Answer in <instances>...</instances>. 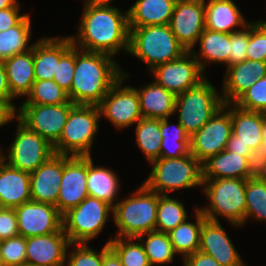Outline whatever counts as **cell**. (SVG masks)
<instances>
[{
  "label": "cell",
  "instance_id": "obj_1",
  "mask_svg": "<svg viewBox=\"0 0 266 266\" xmlns=\"http://www.w3.org/2000/svg\"><path fill=\"white\" fill-rule=\"evenodd\" d=\"M82 14L77 38L70 36L73 46L112 56L121 49L128 52V12L122 13L111 5L85 1Z\"/></svg>",
  "mask_w": 266,
  "mask_h": 266
},
{
  "label": "cell",
  "instance_id": "obj_2",
  "mask_svg": "<svg viewBox=\"0 0 266 266\" xmlns=\"http://www.w3.org/2000/svg\"><path fill=\"white\" fill-rule=\"evenodd\" d=\"M113 58L106 53L75 47V70L70 88V101L73 104H100L110 88L123 77Z\"/></svg>",
  "mask_w": 266,
  "mask_h": 266
},
{
  "label": "cell",
  "instance_id": "obj_3",
  "mask_svg": "<svg viewBox=\"0 0 266 266\" xmlns=\"http://www.w3.org/2000/svg\"><path fill=\"white\" fill-rule=\"evenodd\" d=\"M129 30L128 53L145 62L150 71L158 65L180 58L187 52L178 42L169 24L142 26Z\"/></svg>",
  "mask_w": 266,
  "mask_h": 266
},
{
  "label": "cell",
  "instance_id": "obj_4",
  "mask_svg": "<svg viewBox=\"0 0 266 266\" xmlns=\"http://www.w3.org/2000/svg\"><path fill=\"white\" fill-rule=\"evenodd\" d=\"M158 208V193L148 189L143 183L124 201L113 207V220L118 227L117 237L138 238L155 231Z\"/></svg>",
  "mask_w": 266,
  "mask_h": 266
},
{
  "label": "cell",
  "instance_id": "obj_5",
  "mask_svg": "<svg viewBox=\"0 0 266 266\" xmlns=\"http://www.w3.org/2000/svg\"><path fill=\"white\" fill-rule=\"evenodd\" d=\"M247 179H204L203 186L210 205L198 208L207 220L219 222L220 215L233 226L245 224V190Z\"/></svg>",
  "mask_w": 266,
  "mask_h": 266
},
{
  "label": "cell",
  "instance_id": "obj_6",
  "mask_svg": "<svg viewBox=\"0 0 266 266\" xmlns=\"http://www.w3.org/2000/svg\"><path fill=\"white\" fill-rule=\"evenodd\" d=\"M150 163L153 169L143 184L158 194L167 195L173 190L203 184L202 164L191 153L179 158H159Z\"/></svg>",
  "mask_w": 266,
  "mask_h": 266
},
{
  "label": "cell",
  "instance_id": "obj_7",
  "mask_svg": "<svg viewBox=\"0 0 266 266\" xmlns=\"http://www.w3.org/2000/svg\"><path fill=\"white\" fill-rule=\"evenodd\" d=\"M100 118L98 106L75 104L69 112L61 136L53 145L54 153L91 156L90 148L96 136Z\"/></svg>",
  "mask_w": 266,
  "mask_h": 266
},
{
  "label": "cell",
  "instance_id": "obj_8",
  "mask_svg": "<svg viewBox=\"0 0 266 266\" xmlns=\"http://www.w3.org/2000/svg\"><path fill=\"white\" fill-rule=\"evenodd\" d=\"M221 95L206 78L197 86L176 96L178 121L191 137L223 106Z\"/></svg>",
  "mask_w": 266,
  "mask_h": 266
},
{
  "label": "cell",
  "instance_id": "obj_9",
  "mask_svg": "<svg viewBox=\"0 0 266 266\" xmlns=\"http://www.w3.org/2000/svg\"><path fill=\"white\" fill-rule=\"evenodd\" d=\"M113 207L88 196L62 215V228L71 244L87 243L102 231Z\"/></svg>",
  "mask_w": 266,
  "mask_h": 266
},
{
  "label": "cell",
  "instance_id": "obj_10",
  "mask_svg": "<svg viewBox=\"0 0 266 266\" xmlns=\"http://www.w3.org/2000/svg\"><path fill=\"white\" fill-rule=\"evenodd\" d=\"M17 133L14 142L10 146L7 163L21 171L32 173L51 156L53 145L45 138L30 130L18 119Z\"/></svg>",
  "mask_w": 266,
  "mask_h": 266
},
{
  "label": "cell",
  "instance_id": "obj_11",
  "mask_svg": "<svg viewBox=\"0 0 266 266\" xmlns=\"http://www.w3.org/2000/svg\"><path fill=\"white\" fill-rule=\"evenodd\" d=\"M229 106L230 103L223 104L208 122L190 137V152L201 164L226 149L232 134Z\"/></svg>",
  "mask_w": 266,
  "mask_h": 266
},
{
  "label": "cell",
  "instance_id": "obj_12",
  "mask_svg": "<svg viewBox=\"0 0 266 266\" xmlns=\"http://www.w3.org/2000/svg\"><path fill=\"white\" fill-rule=\"evenodd\" d=\"M74 105L71 101L60 105L22 104L17 119L54 145Z\"/></svg>",
  "mask_w": 266,
  "mask_h": 266
},
{
  "label": "cell",
  "instance_id": "obj_13",
  "mask_svg": "<svg viewBox=\"0 0 266 266\" xmlns=\"http://www.w3.org/2000/svg\"><path fill=\"white\" fill-rule=\"evenodd\" d=\"M127 76L129 77L127 73H123V77L110 88L98 105L100 115L108 118L120 129L129 127L143 118L136 88L121 86Z\"/></svg>",
  "mask_w": 266,
  "mask_h": 266
},
{
  "label": "cell",
  "instance_id": "obj_14",
  "mask_svg": "<svg viewBox=\"0 0 266 266\" xmlns=\"http://www.w3.org/2000/svg\"><path fill=\"white\" fill-rule=\"evenodd\" d=\"M151 72L155 82L175 96L197 86L205 79V74L191 51L178 59L158 65Z\"/></svg>",
  "mask_w": 266,
  "mask_h": 266
},
{
  "label": "cell",
  "instance_id": "obj_15",
  "mask_svg": "<svg viewBox=\"0 0 266 266\" xmlns=\"http://www.w3.org/2000/svg\"><path fill=\"white\" fill-rule=\"evenodd\" d=\"M88 196L87 156L63 155V173L55 205L58 212L63 215Z\"/></svg>",
  "mask_w": 266,
  "mask_h": 266
},
{
  "label": "cell",
  "instance_id": "obj_16",
  "mask_svg": "<svg viewBox=\"0 0 266 266\" xmlns=\"http://www.w3.org/2000/svg\"><path fill=\"white\" fill-rule=\"evenodd\" d=\"M205 0H177L169 26L178 42L193 50L205 29Z\"/></svg>",
  "mask_w": 266,
  "mask_h": 266
},
{
  "label": "cell",
  "instance_id": "obj_17",
  "mask_svg": "<svg viewBox=\"0 0 266 266\" xmlns=\"http://www.w3.org/2000/svg\"><path fill=\"white\" fill-rule=\"evenodd\" d=\"M14 209L19 235L25 238L52 234L62 228V215L55 205L31 200Z\"/></svg>",
  "mask_w": 266,
  "mask_h": 266
},
{
  "label": "cell",
  "instance_id": "obj_18",
  "mask_svg": "<svg viewBox=\"0 0 266 266\" xmlns=\"http://www.w3.org/2000/svg\"><path fill=\"white\" fill-rule=\"evenodd\" d=\"M74 246L61 228L58 232L26 238V265L65 266L66 250Z\"/></svg>",
  "mask_w": 266,
  "mask_h": 266
},
{
  "label": "cell",
  "instance_id": "obj_19",
  "mask_svg": "<svg viewBox=\"0 0 266 266\" xmlns=\"http://www.w3.org/2000/svg\"><path fill=\"white\" fill-rule=\"evenodd\" d=\"M258 159L247 158L225 149L202 163V179L252 178L259 173Z\"/></svg>",
  "mask_w": 266,
  "mask_h": 266
},
{
  "label": "cell",
  "instance_id": "obj_20",
  "mask_svg": "<svg viewBox=\"0 0 266 266\" xmlns=\"http://www.w3.org/2000/svg\"><path fill=\"white\" fill-rule=\"evenodd\" d=\"M63 173V155L54 154L30 173L31 200L57 204Z\"/></svg>",
  "mask_w": 266,
  "mask_h": 266
},
{
  "label": "cell",
  "instance_id": "obj_21",
  "mask_svg": "<svg viewBox=\"0 0 266 266\" xmlns=\"http://www.w3.org/2000/svg\"><path fill=\"white\" fill-rule=\"evenodd\" d=\"M199 251L212 256L221 266H245L219 222H203Z\"/></svg>",
  "mask_w": 266,
  "mask_h": 266
},
{
  "label": "cell",
  "instance_id": "obj_22",
  "mask_svg": "<svg viewBox=\"0 0 266 266\" xmlns=\"http://www.w3.org/2000/svg\"><path fill=\"white\" fill-rule=\"evenodd\" d=\"M265 76L266 62L245 60L228 67L223 81V103H233L258 79Z\"/></svg>",
  "mask_w": 266,
  "mask_h": 266
},
{
  "label": "cell",
  "instance_id": "obj_23",
  "mask_svg": "<svg viewBox=\"0 0 266 266\" xmlns=\"http://www.w3.org/2000/svg\"><path fill=\"white\" fill-rule=\"evenodd\" d=\"M230 109L232 133L235 141H240L259 157L263 151V125L264 113L247 111L235 104Z\"/></svg>",
  "mask_w": 266,
  "mask_h": 266
},
{
  "label": "cell",
  "instance_id": "obj_24",
  "mask_svg": "<svg viewBox=\"0 0 266 266\" xmlns=\"http://www.w3.org/2000/svg\"><path fill=\"white\" fill-rule=\"evenodd\" d=\"M73 46L69 37L42 38L33 44L35 80H53L60 58Z\"/></svg>",
  "mask_w": 266,
  "mask_h": 266
},
{
  "label": "cell",
  "instance_id": "obj_25",
  "mask_svg": "<svg viewBox=\"0 0 266 266\" xmlns=\"http://www.w3.org/2000/svg\"><path fill=\"white\" fill-rule=\"evenodd\" d=\"M31 201L30 173L10 166H0V207L15 208Z\"/></svg>",
  "mask_w": 266,
  "mask_h": 266
},
{
  "label": "cell",
  "instance_id": "obj_26",
  "mask_svg": "<svg viewBox=\"0 0 266 266\" xmlns=\"http://www.w3.org/2000/svg\"><path fill=\"white\" fill-rule=\"evenodd\" d=\"M177 0H137L128 12L129 28L170 23Z\"/></svg>",
  "mask_w": 266,
  "mask_h": 266
},
{
  "label": "cell",
  "instance_id": "obj_27",
  "mask_svg": "<svg viewBox=\"0 0 266 266\" xmlns=\"http://www.w3.org/2000/svg\"><path fill=\"white\" fill-rule=\"evenodd\" d=\"M244 16L239 11V8L232 0H209L205 3V28L224 32L233 33L234 27H247Z\"/></svg>",
  "mask_w": 266,
  "mask_h": 266
},
{
  "label": "cell",
  "instance_id": "obj_28",
  "mask_svg": "<svg viewBox=\"0 0 266 266\" xmlns=\"http://www.w3.org/2000/svg\"><path fill=\"white\" fill-rule=\"evenodd\" d=\"M13 97L26 96L35 82L33 47L3 61Z\"/></svg>",
  "mask_w": 266,
  "mask_h": 266
},
{
  "label": "cell",
  "instance_id": "obj_29",
  "mask_svg": "<svg viewBox=\"0 0 266 266\" xmlns=\"http://www.w3.org/2000/svg\"><path fill=\"white\" fill-rule=\"evenodd\" d=\"M137 90L143 118H169L175 114L176 96L155 81Z\"/></svg>",
  "mask_w": 266,
  "mask_h": 266
},
{
  "label": "cell",
  "instance_id": "obj_30",
  "mask_svg": "<svg viewBox=\"0 0 266 266\" xmlns=\"http://www.w3.org/2000/svg\"><path fill=\"white\" fill-rule=\"evenodd\" d=\"M119 185L118 176L114 171L107 169V167L94 166L92 157L87 156V189L89 196L105 201L114 207L119 201L116 198Z\"/></svg>",
  "mask_w": 266,
  "mask_h": 266
},
{
  "label": "cell",
  "instance_id": "obj_31",
  "mask_svg": "<svg viewBox=\"0 0 266 266\" xmlns=\"http://www.w3.org/2000/svg\"><path fill=\"white\" fill-rule=\"evenodd\" d=\"M197 42L200 43L201 49L199 55L201 56L199 57L201 58H199L193 50H191V52L198 61L203 72L208 62L225 63L228 68L230 33L212 31L205 28ZM201 59L203 61H201Z\"/></svg>",
  "mask_w": 266,
  "mask_h": 266
},
{
  "label": "cell",
  "instance_id": "obj_32",
  "mask_svg": "<svg viewBox=\"0 0 266 266\" xmlns=\"http://www.w3.org/2000/svg\"><path fill=\"white\" fill-rule=\"evenodd\" d=\"M195 211L196 224L185 220L168 233L175 253L182 254V259L200 248L201 229L206 218L198 208Z\"/></svg>",
  "mask_w": 266,
  "mask_h": 266
},
{
  "label": "cell",
  "instance_id": "obj_33",
  "mask_svg": "<svg viewBox=\"0 0 266 266\" xmlns=\"http://www.w3.org/2000/svg\"><path fill=\"white\" fill-rule=\"evenodd\" d=\"M31 33L30 16H26L16 25L0 32V61L32 49L28 46Z\"/></svg>",
  "mask_w": 266,
  "mask_h": 266
},
{
  "label": "cell",
  "instance_id": "obj_34",
  "mask_svg": "<svg viewBox=\"0 0 266 266\" xmlns=\"http://www.w3.org/2000/svg\"><path fill=\"white\" fill-rule=\"evenodd\" d=\"M172 126L169 124L168 118L160 119V135L162 136L160 158H179L191 153L190 136L184 127L179 121L173 129H171ZM171 130L174 132H170Z\"/></svg>",
  "mask_w": 266,
  "mask_h": 266
},
{
  "label": "cell",
  "instance_id": "obj_35",
  "mask_svg": "<svg viewBox=\"0 0 266 266\" xmlns=\"http://www.w3.org/2000/svg\"><path fill=\"white\" fill-rule=\"evenodd\" d=\"M136 141L149 162L160 158L162 136L159 118H142L136 125Z\"/></svg>",
  "mask_w": 266,
  "mask_h": 266
},
{
  "label": "cell",
  "instance_id": "obj_36",
  "mask_svg": "<svg viewBox=\"0 0 266 266\" xmlns=\"http://www.w3.org/2000/svg\"><path fill=\"white\" fill-rule=\"evenodd\" d=\"M187 220L186 209L178 199L158 194V208L155 231L169 233Z\"/></svg>",
  "mask_w": 266,
  "mask_h": 266
},
{
  "label": "cell",
  "instance_id": "obj_37",
  "mask_svg": "<svg viewBox=\"0 0 266 266\" xmlns=\"http://www.w3.org/2000/svg\"><path fill=\"white\" fill-rule=\"evenodd\" d=\"M245 202V221L249 216L256 220H266V176L258 173L247 179Z\"/></svg>",
  "mask_w": 266,
  "mask_h": 266
},
{
  "label": "cell",
  "instance_id": "obj_38",
  "mask_svg": "<svg viewBox=\"0 0 266 266\" xmlns=\"http://www.w3.org/2000/svg\"><path fill=\"white\" fill-rule=\"evenodd\" d=\"M145 235L147 236L146 240L143 239ZM137 239L143 244L151 266L168 264L173 261L176 253L168 233L150 231L140 235Z\"/></svg>",
  "mask_w": 266,
  "mask_h": 266
},
{
  "label": "cell",
  "instance_id": "obj_39",
  "mask_svg": "<svg viewBox=\"0 0 266 266\" xmlns=\"http://www.w3.org/2000/svg\"><path fill=\"white\" fill-rule=\"evenodd\" d=\"M23 104L60 105L69 101L67 93L54 80H35Z\"/></svg>",
  "mask_w": 266,
  "mask_h": 266
},
{
  "label": "cell",
  "instance_id": "obj_40",
  "mask_svg": "<svg viewBox=\"0 0 266 266\" xmlns=\"http://www.w3.org/2000/svg\"><path fill=\"white\" fill-rule=\"evenodd\" d=\"M127 239V240H126ZM115 237L109 239L110 248L119 257L123 266H151L143 244L139 241L134 242L137 238ZM133 240V241H132Z\"/></svg>",
  "mask_w": 266,
  "mask_h": 266
},
{
  "label": "cell",
  "instance_id": "obj_41",
  "mask_svg": "<svg viewBox=\"0 0 266 266\" xmlns=\"http://www.w3.org/2000/svg\"><path fill=\"white\" fill-rule=\"evenodd\" d=\"M237 107L266 114V76L258 79L234 102Z\"/></svg>",
  "mask_w": 266,
  "mask_h": 266
},
{
  "label": "cell",
  "instance_id": "obj_42",
  "mask_svg": "<svg viewBox=\"0 0 266 266\" xmlns=\"http://www.w3.org/2000/svg\"><path fill=\"white\" fill-rule=\"evenodd\" d=\"M88 243H77L67 259V266H102L104 254L110 249L106 243L100 252L89 248Z\"/></svg>",
  "mask_w": 266,
  "mask_h": 266
},
{
  "label": "cell",
  "instance_id": "obj_43",
  "mask_svg": "<svg viewBox=\"0 0 266 266\" xmlns=\"http://www.w3.org/2000/svg\"><path fill=\"white\" fill-rule=\"evenodd\" d=\"M2 258L6 266L26 265V238L20 235L0 241Z\"/></svg>",
  "mask_w": 266,
  "mask_h": 266
},
{
  "label": "cell",
  "instance_id": "obj_44",
  "mask_svg": "<svg viewBox=\"0 0 266 266\" xmlns=\"http://www.w3.org/2000/svg\"><path fill=\"white\" fill-rule=\"evenodd\" d=\"M247 60L266 62V21L250 23Z\"/></svg>",
  "mask_w": 266,
  "mask_h": 266
},
{
  "label": "cell",
  "instance_id": "obj_45",
  "mask_svg": "<svg viewBox=\"0 0 266 266\" xmlns=\"http://www.w3.org/2000/svg\"><path fill=\"white\" fill-rule=\"evenodd\" d=\"M75 70V46H72L59 60L53 80L67 93L70 101V88Z\"/></svg>",
  "mask_w": 266,
  "mask_h": 266
},
{
  "label": "cell",
  "instance_id": "obj_46",
  "mask_svg": "<svg viewBox=\"0 0 266 266\" xmlns=\"http://www.w3.org/2000/svg\"><path fill=\"white\" fill-rule=\"evenodd\" d=\"M242 30L230 33L228 67L247 60V47L250 37V23Z\"/></svg>",
  "mask_w": 266,
  "mask_h": 266
},
{
  "label": "cell",
  "instance_id": "obj_47",
  "mask_svg": "<svg viewBox=\"0 0 266 266\" xmlns=\"http://www.w3.org/2000/svg\"><path fill=\"white\" fill-rule=\"evenodd\" d=\"M19 235L14 208L0 207V241Z\"/></svg>",
  "mask_w": 266,
  "mask_h": 266
},
{
  "label": "cell",
  "instance_id": "obj_48",
  "mask_svg": "<svg viewBox=\"0 0 266 266\" xmlns=\"http://www.w3.org/2000/svg\"><path fill=\"white\" fill-rule=\"evenodd\" d=\"M19 7L20 4L17 3L14 7L0 10V32L16 26L26 16L19 14Z\"/></svg>",
  "mask_w": 266,
  "mask_h": 266
},
{
  "label": "cell",
  "instance_id": "obj_49",
  "mask_svg": "<svg viewBox=\"0 0 266 266\" xmlns=\"http://www.w3.org/2000/svg\"><path fill=\"white\" fill-rule=\"evenodd\" d=\"M184 266H221L212 256L196 251L186 256Z\"/></svg>",
  "mask_w": 266,
  "mask_h": 266
},
{
  "label": "cell",
  "instance_id": "obj_50",
  "mask_svg": "<svg viewBox=\"0 0 266 266\" xmlns=\"http://www.w3.org/2000/svg\"><path fill=\"white\" fill-rule=\"evenodd\" d=\"M16 106L7 100L0 99V127L17 118Z\"/></svg>",
  "mask_w": 266,
  "mask_h": 266
},
{
  "label": "cell",
  "instance_id": "obj_51",
  "mask_svg": "<svg viewBox=\"0 0 266 266\" xmlns=\"http://www.w3.org/2000/svg\"><path fill=\"white\" fill-rule=\"evenodd\" d=\"M226 150L245 156L247 158H259L250 147H246L240 141H235V135L232 133L226 146Z\"/></svg>",
  "mask_w": 266,
  "mask_h": 266
},
{
  "label": "cell",
  "instance_id": "obj_52",
  "mask_svg": "<svg viewBox=\"0 0 266 266\" xmlns=\"http://www.w3.org/2000/svg\"><path fill=\"white\" fill-rule=\"evenodd\" d=\"M0 99L7 100L9 102L14 99V97L11 95L3 61H0Z\"/></svg>",
  "mask_w": 266,
  "mask_h": 266
},
{
  "label": "cell",
  "instance_id": "obj_53",
  "mask_svg": "<svg viewBox=\"0 0 266 266\" xmlns=\"http://www.w3.org/2000/svg\"><path fill=\"white\" fill-rule=\"evenodd\" d=\"M263 151L258 159V172L261 175L266 176V114L264 113V125H263Z\"/></svg>",
  "mask_w": 266,
  "mask_h": 266
},
{
  "label": "cell",
  "instance_id": "obj_54",
  "mask_svg": "<svg viewBox=\"0 0 266 266\" xmlns=\"http://www.w3.org/2000/svg\"><path fill=\"white\" fill-rule=\"evenodd\" d=\"M102 266H123L119 257L116 253L110 248L103 258Z\"/></svg>",
  "mask_w": 266,
  "mask_h": 266
},
{
  "label": "cell",
  "instance_id": "obj_55",
  "mask_svg": "<svg viewBox=\"0 0 266 266\" xmlns=\"http://www.w3.org/2000/svg\"><path fill=\"white\" fill-rule=\"evenodd\" d=\"M17 3V0H0V10L14 7Z\"/></svg>",
  "mask_w": 266,
  "mask_h": 266
},
{
  "label": "cell",
  "instance_id": "obj_56",
  "mask_svg": "<svg viewBox=\"0 0 266 266\" xmlns=\"http://www.w3.org/2000/svg\"><path fill=\"white\" fill-rule=\"evenodd\" d=\"M85 1H89V2H92V3H95V4H106V5H109L112 0H85Z\"/></svg>",
  "mask_w": 266,
  "mask_h": 266
},
{
  "label": "cell",
  "instance_id": "obj_57",
  "mask_svg": "<svg viewBox=\"0 0 266 266\" xmlns=\"http://www.w3.org/2000/svg\"><path fill=\"white\" fill-rule=\"evenodd\" d=\"M0 266H6L5 263H4V260L2 258L1 249H0Z\"/></svg>",
  "mask_w": 266,
  "mask_h": 266
},
{
  "label": "cell",
  "instance_id": "obj_58",
  "mask_svg": "<svg viewBox=\"0 0 266 266\" xmlns=\"http://www.w3.org/2000/svg\"><path fill=\"white\" fill-rule=\"evenodd\" d=\"M5 161L4 156H2V151L0 149V166Z\"/></svg>",
  "mask_w": 266,
  "mask_h": 266
}]
</instances>
